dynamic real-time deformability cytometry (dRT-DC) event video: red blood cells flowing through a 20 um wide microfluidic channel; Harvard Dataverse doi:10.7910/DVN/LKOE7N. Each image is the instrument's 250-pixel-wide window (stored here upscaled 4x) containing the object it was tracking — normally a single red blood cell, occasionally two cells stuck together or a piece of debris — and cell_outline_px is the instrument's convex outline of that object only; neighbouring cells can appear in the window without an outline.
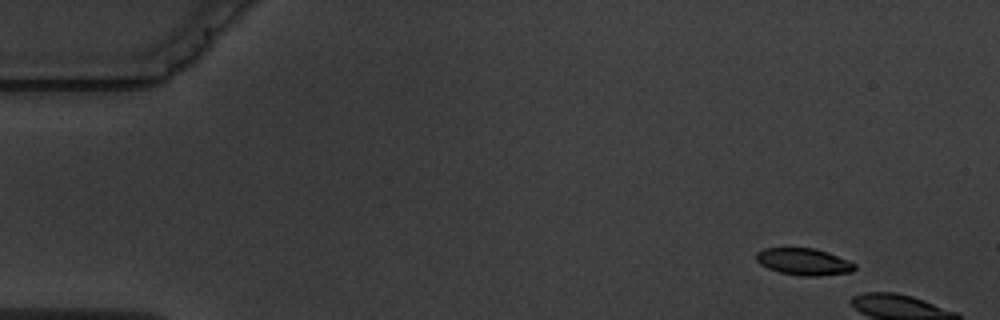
{"species": "common noctule bat (a hibernating species)", "species_latin": "Nyctalus noctula", "temperature_condition": "warm", "stored_images_in_passage": 3, "camera_frame_rate_fps": 3000, "um_per_image_px": 0.085, "animal": {"sex": "male", "body_mass_g": 19.5, "forearm_length_mm": 54.6}, "frame": {"image": 1, "passage_image": 1, "time_ms": 0.0, "image_size_px": [1000, 320], "cell_outline_px": [[856, 268], [852, 272], [820, 276], [804, 276], [780, 272], [768, 268], [760, 264], [756, 260], [756, 252], [764, 248], [816, 248], [828, 252], [848, 260], [856, 264]], "centroid_in_image_um": [68.34, 22.24], "position_along_channel_um": 16.7, "area_um2": 15.49}}